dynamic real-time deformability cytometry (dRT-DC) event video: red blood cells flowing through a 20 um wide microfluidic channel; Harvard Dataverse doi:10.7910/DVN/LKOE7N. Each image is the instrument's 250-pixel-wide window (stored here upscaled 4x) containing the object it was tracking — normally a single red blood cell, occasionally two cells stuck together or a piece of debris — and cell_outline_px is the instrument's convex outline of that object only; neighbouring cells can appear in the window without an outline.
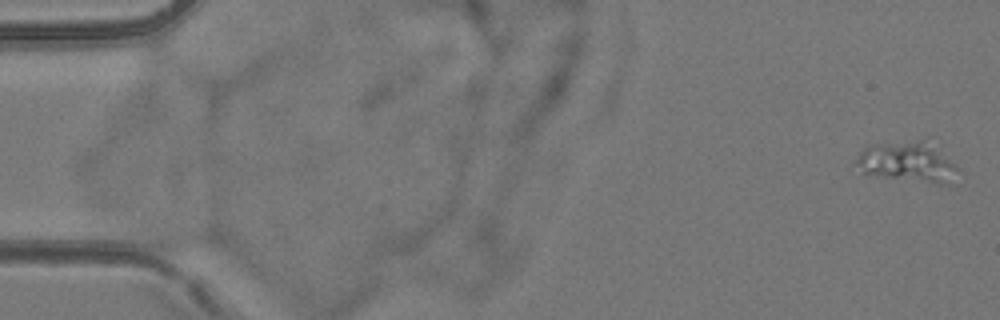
{"species": "common noctule bat (a hibernating species)", "species_latin": "Nyctalus noctula", "temperature_condition": "room temperature", "stored_images_in_passage": 6, "camera_frame_rate_fps": 3000, "um_per_image_px": 0.085, "animal": {"sex": "female", "body_mass_g": 24.6, "forearm_length_mm": 56.2}, "frame": {"image": 1, "passage_image": 1, "time_ms": 0.0, "image_size_px": [1000, 320], "cell_outline_px": [[960, 168], [948, 184], [940, 184], [888, 176], [864, 172], [852, 164], [852, 160], [868, 144], [920, 140], [924, 140], [956, 164]], "centroid_in_image_um": [77.08, 13.74], "position_along_channel_um": 7.9, "area_um2": 23.35}}
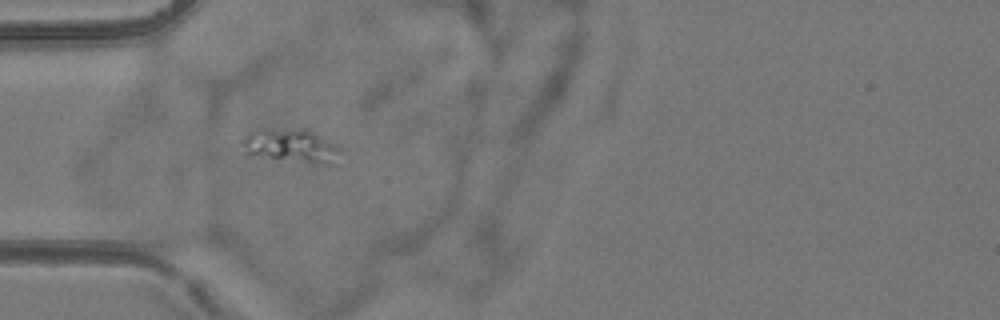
{"frame": {"image": 2, "passage_image": 5, "time_ms": 5.333, "image_size_px": [1000, 320], "cell_outline_px": [[336, 164], [324, 164], [268, 156], [244, 152], [240, 140], [248, 132], [256, 128], [312, 128], [332, 144], [336, 148]], "centroid_in_image_um": [24.66, 12.3], "position_along_channel_um": 60.3, "area_um2": 18.84}}